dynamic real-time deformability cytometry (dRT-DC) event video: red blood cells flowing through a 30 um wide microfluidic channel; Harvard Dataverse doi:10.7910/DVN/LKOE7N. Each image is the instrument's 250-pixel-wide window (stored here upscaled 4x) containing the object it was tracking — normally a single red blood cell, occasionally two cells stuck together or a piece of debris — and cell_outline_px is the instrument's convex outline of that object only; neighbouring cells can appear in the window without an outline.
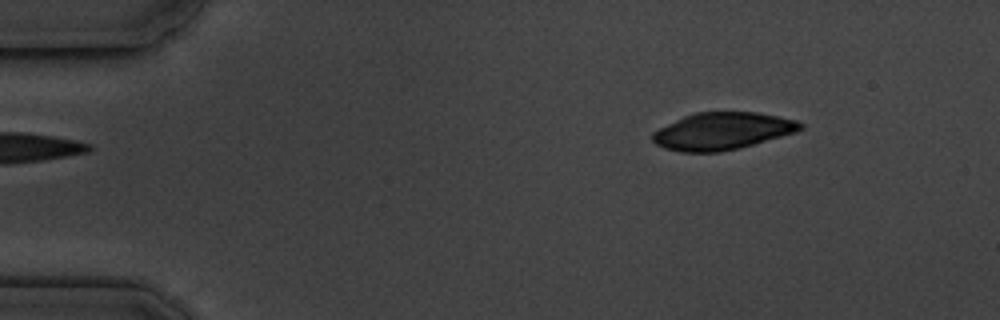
{"species": "common noctule bat (a hibernating species)", "species_latin": "Nyctalus noctula", "temperature_condition": "cold", "stored_images_in_passage": 2, "camera_frame_rate_fps": 3000, "um_per_image_px": 0.085, "animal": {"sex": "male", "body_mass_g": 19.5, "forearm_length_mm": 54.6}, "frame": {"image": 1, "passage_image": 2, "time_ms": 1.333, "image_size_px": [1000, 320], "cell_outline_px": [[804, 128], [796, 132], [740, 148], [720, 152], [680, 152], [664, 148], [656, 144], [652, 140], [652, 132], [684, 116], [696, 112], [756, 112], [796, 120], [804, 124]], "centroid_in_image_um": [61.4, 11.15], "position_along_channel_um": 23.6, "area_um2": 31.96}}